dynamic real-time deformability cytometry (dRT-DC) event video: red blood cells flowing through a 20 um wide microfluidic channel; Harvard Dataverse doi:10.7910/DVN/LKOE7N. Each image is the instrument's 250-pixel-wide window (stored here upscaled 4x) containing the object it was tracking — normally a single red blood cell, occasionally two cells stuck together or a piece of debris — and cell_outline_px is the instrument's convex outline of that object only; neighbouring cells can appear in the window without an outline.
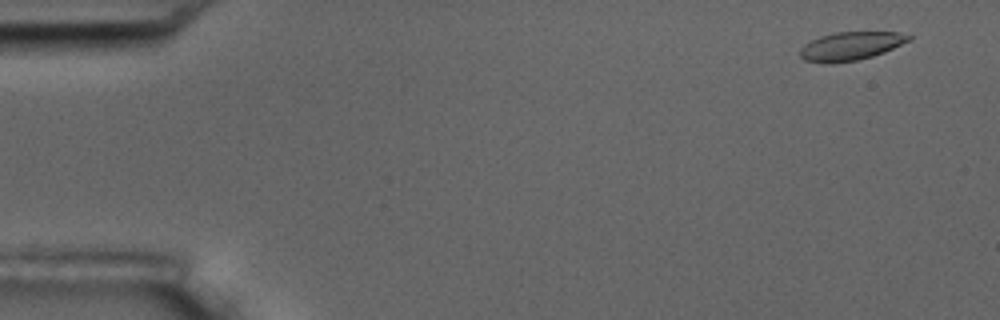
{"species": "common noctule bat (a hibernating species)", "species_latin": "Nyctalus noctula", "temperature_condition": "room temperature", "stored_images_in_passage": 5, "camera_frame_rate_fps": 3000, "um_per_image_px": 0.085, "animal": {"sex": "male", "body_mass_g": 17.5, "forearm_length_mm": 52.3}, "frame": {"image": 1, "passage_image": 2, "time_ms": 1.0, "image_size_px": [1000, 320], "cell_outline_px": [[912, 36], [908, 40], [884, 52], [872, 56], [856, 60], [832, 64], [824, 64], [804, 60], [800, 56], [800, 48], [804, 44], [820, 36], [836, 32], [896, 32]], "centroid_in_image_um": [72.23, 3.93], "position_along_channel_um": 12.8, "area_um2": 17.86}}